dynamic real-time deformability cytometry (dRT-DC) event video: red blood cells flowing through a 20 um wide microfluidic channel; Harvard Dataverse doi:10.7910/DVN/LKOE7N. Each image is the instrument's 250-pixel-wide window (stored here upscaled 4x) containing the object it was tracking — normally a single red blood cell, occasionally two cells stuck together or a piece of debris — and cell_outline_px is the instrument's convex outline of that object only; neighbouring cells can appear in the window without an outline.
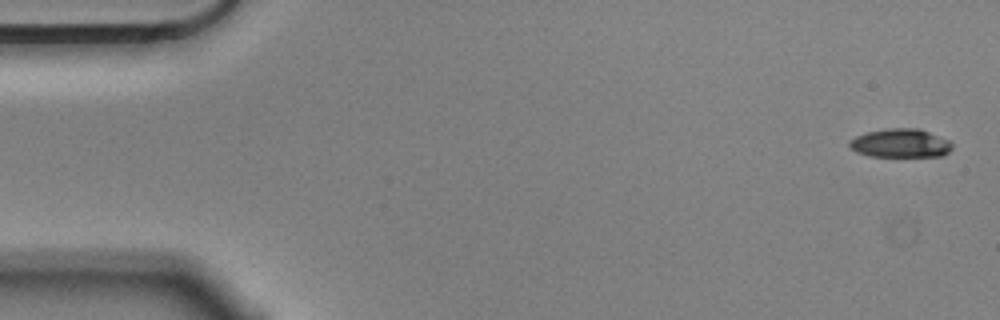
{"species": "Egyptian fruit bat (a non-hibernating species)", "species_latin": "Rousettus aegyptiacus", "temperature_condition": "cold", "stored_images_in_passage": 6, "segment_of_instrument_passage": [1, 2], "camera_frame_rate_fps": 3000, "um_per_image_px": 0.085, "animal": {"sex": "male"}, "frame": {"image": 1, "passage_image": 1, "time_ms": 0.0, "image_size_px": [1000, 320], "cell_outline_px": [[952, 148], [948, 152], [940, 156], [868, 156], [856, 152], [848, 144], [848, 140], [856, 136], [868, 132], [888, 128], [920, 128], [948, 140], [952, 144]], "centroid_in_image_um": [76.52, 12.17], "position_along_channel_um": 8.5, "area_um2": 17.11}}
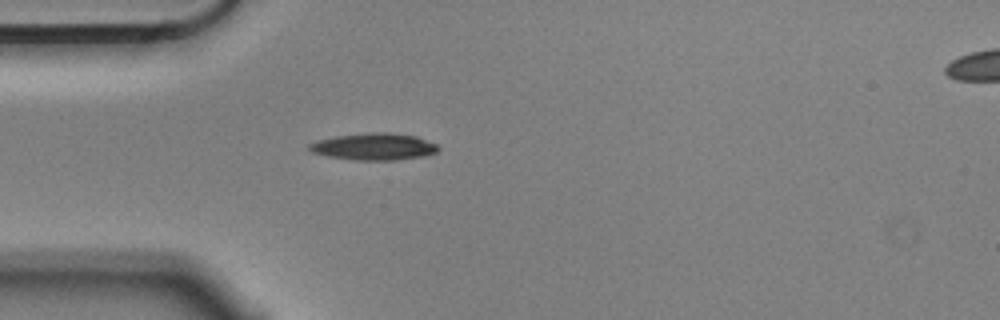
{"frame": {"image": 2, "passage_image": 5, "time_ms": 1.333, "image_size_px": [1000, 320], "cell_outline_px": [[440, 148], [436, 152], [424, 156], [396, 160], [356, 160], [328, 156], [312, 152], [308, 148], [308, 144], [316, 140], [336, 136], [372, 132], [388, 132], [416, 136], [436, 144]], "centroid_in_image_um": [31.78, 12.46], "position_along_channel_um": 53.2, "area_um2": 20.17}}